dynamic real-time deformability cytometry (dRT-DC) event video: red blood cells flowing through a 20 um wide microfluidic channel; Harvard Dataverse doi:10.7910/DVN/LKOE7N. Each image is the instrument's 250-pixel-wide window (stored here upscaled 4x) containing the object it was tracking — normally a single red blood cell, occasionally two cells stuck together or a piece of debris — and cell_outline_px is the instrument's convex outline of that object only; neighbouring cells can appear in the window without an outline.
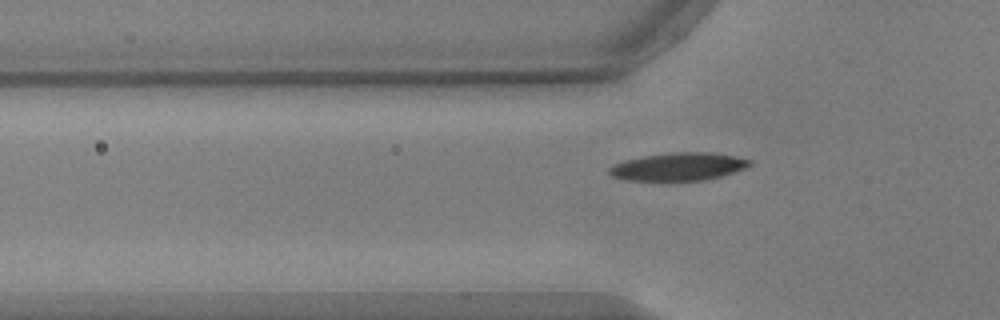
{"species": "common noctule bat (a hibernating species)", "species_latin": "Nyctalus noctula", "temperature_condition": "warm", "stored_images_in_passage": 38, "camera_frame_rate_fps": 3000, "um_per_image_px": 0.085, "animal": {"sex": "male", "body_mass_g": 17.9, "forearm_length_mm": 54.2}, "frame": {"image": 1, "passage_image": 2, "time_ms": 0.333, "image_size_px": [1000, 320], "cell_outline_px": [[752, 164], [744, 168], [720, 176], [704, 180], [624, 180], [612, 176], [608, 172], [608, 168], [612, 164], [624, 160], [644, 156], [672, 152], [712, 152], [752, 160]], "centroid_in_image_um": [57.62, 14.16], "position_along_channel_um": 68.2, "area_um2": 22.66}}
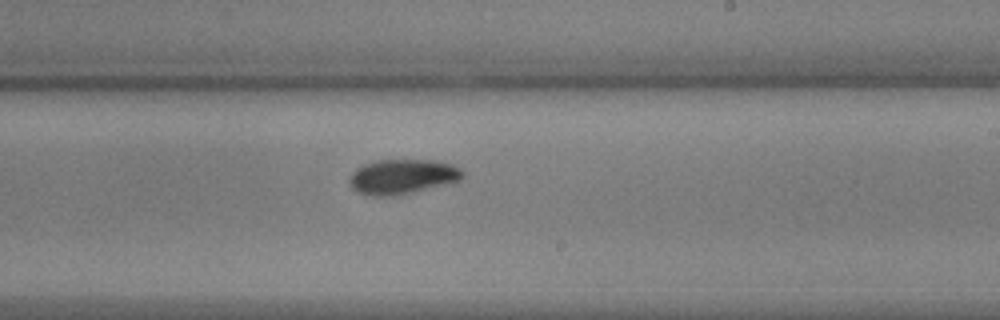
{"frame": {"image": 2, "passage_image": 17, "time_ms": 5.333, "image_size_px": [1000, 320], "cell_outline_px": [[464, 176], [460, 180], [452, 184], [396, 196], [372, 196], [356, 192], [348, 184], [348, 180], [352, 172], [356, 168], [364, 164], [376, 160], [436, 160], [452, 164], [460, 168], [464, 172]], "centroid_in_image_um": [34.22, 15.03], "position_along_channel_um": 254.8, "area_um2": 23.58}}
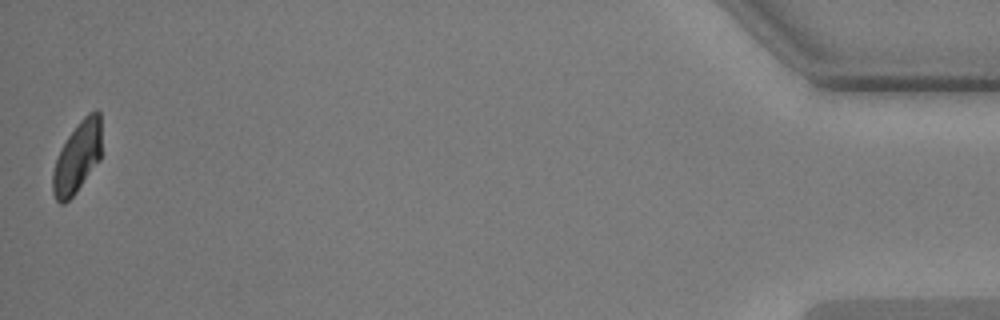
{"frame": {"image": 3, "passage_image": 38, "time_ms": 12.333, "image_size_px": [1000, 320], "cell_outline_px": [[100, 160], [76, 192], [64, 204], [60, 204], [56, 200], [52, 192], [52, 172], [56, 160], [68, 136], [80, 120], [88, 112], [96, 108], [100, 112]], "centroid_in_image_um": [6.57, 13.37], "position_along_channel_um": 428.6, "area_um2": 20.11}, "authors_computed_cell_mechanics": {"area_um2": 22.0218, "velocity_mm_per_s": 3.7418, "shape_relaxation_time_tau1_ms": 3.7675, "shape_relaxation_time_tau2_ms": 3.7756, "deformation_change_tau1": 0.1349, "deformation_change_tau2": 0.068}}